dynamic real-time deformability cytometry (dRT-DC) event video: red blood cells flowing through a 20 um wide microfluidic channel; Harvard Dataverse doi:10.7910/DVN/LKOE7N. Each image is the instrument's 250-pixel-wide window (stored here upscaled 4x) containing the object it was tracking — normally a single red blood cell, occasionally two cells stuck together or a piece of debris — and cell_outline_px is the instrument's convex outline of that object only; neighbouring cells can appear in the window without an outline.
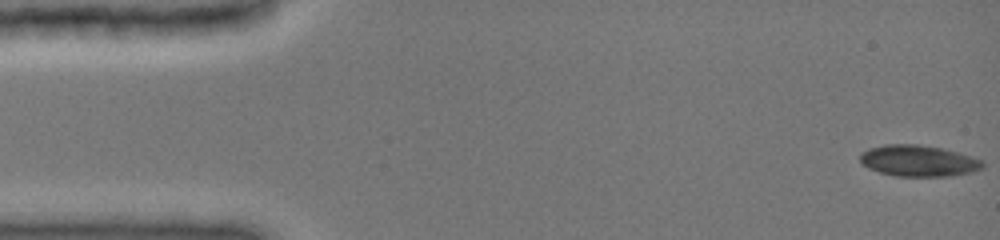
{"species": "common noctule bat (a hibernating species)", "species_latin": "Nyctalus noctula", "temperature_condition": "cold", "stored_images_in_passage": 48, "camera_frame_rate_fps": 3000, "um_per_image_px": 0.085, "animal": {"sex": "female", "body_mass_g": 19.0, "forearm_length_mm": 51.5}, "frame": {"image": 1, "passage_image": 1, "time_ms": 0.0, "image_size_px": [1000, 240], "cell_outline_px": [[984, 168], [972, 172], [948, 176], [896, 176], [880, 172], [868, 168], [860, 164], [860, 152], [868, 148], [884, 144], [916, 144], [940, 148], [972, 156], [984, 160]], "centroid_in_image_um": [78.05, 13.66], "position_along_channel_um": 7.0, "area_um2": 22.48}}
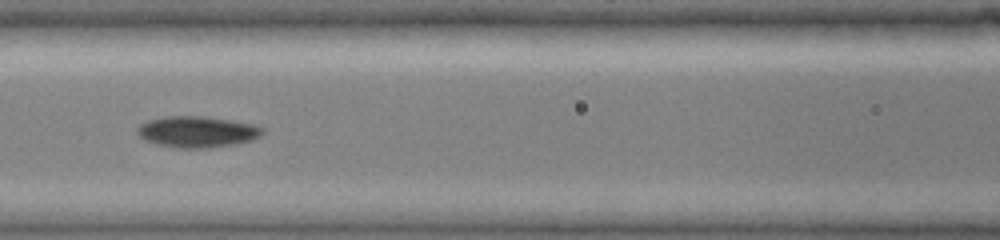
{"frame": {"image": 2, "passage_image": 21, "time_ms": 6.667, "image_size_px": [1000, 240], "cell_outline_px": [[264, 132], [260, 136], [252, 140], [236, 144], [208, 148], [176, 148], [144, 140], [136, 132], [136, 128], [140, 124], [148, 120], [164, 116], [204, 116], [256, 124], [264, 128]], "centroid_in_image_um": [16.78, 11.2], "position_along_channel_um": 149.8, "area_um2": 22.95}}
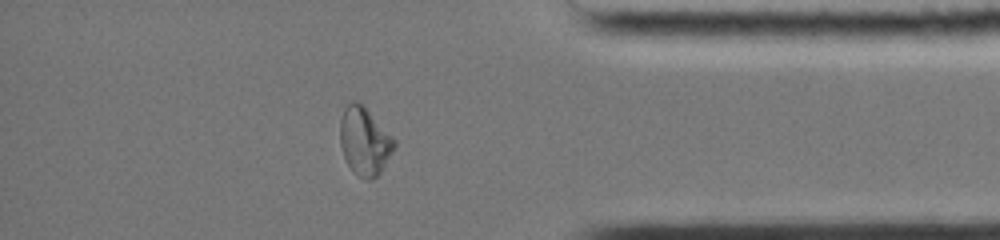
{"frame": {"image": 3, "passage_image": 41, "time_ms": 13.333, "image_size_px": [1000, 240], "cell_outline_px": [[396, 144], [392, 152], [380, 172], [372, 180], [364, 180], [352, 172], [344, 156], [340, 144], [340, 120], [344, 108], [352, 100], [356, 100], [364, 104], [396, 140]], "centroid_in_image_um": [30.98, 11.98], "position_along_channel_um": 404.2, "area_um2": 21.68}, "authors_computed_cell_mechanics": {"area_um2": 22.0507, "velocity_mm_per_s": 3.9811, "shape_relaxation_time_tau1_ms": null, "shape_relaxation_time_tau2_ms": 3.7634, "deformation_change_tau1": null, "deformation_change_tau2": 0.0777}}